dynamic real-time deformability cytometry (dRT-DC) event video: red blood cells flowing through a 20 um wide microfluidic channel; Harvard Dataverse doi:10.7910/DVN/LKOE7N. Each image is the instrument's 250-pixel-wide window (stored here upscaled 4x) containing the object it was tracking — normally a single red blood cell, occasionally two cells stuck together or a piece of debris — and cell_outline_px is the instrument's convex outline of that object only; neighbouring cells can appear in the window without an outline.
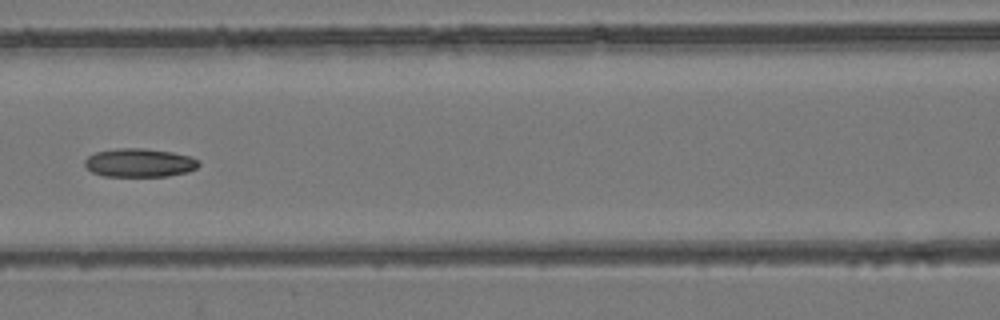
{"species": "common noctule bat (a hibernating species)", "species_latin": "Nyctalus noctula", "temperature_condition": "room temperature", "stored_images_in_passage": 8, "camera_frame_rate_fps": 3000, "um_per_image_px": 0.085, "animal": {"sex": "female", "body_mass_g": 24.6, "forearm_length_mm": 56.2}, "frame": {"image": 1, "passage_image": 7, "time_ms": 8.0, "image_size_px": [1000, 320], "cell_outline_px": [[200, 164], [196, 168], [188, 172], [168, 176], [104, 176], [92, 172], [84, 164], [84, 160], [88, 156], [96, 152], [116, 148], [144, 148], [172, 152], [188, 156], [200, 160]], "centroid_in_image_um": [11.86, 13.83], "position_along_channel_um": 154.7, "area_um2": 19.02}}
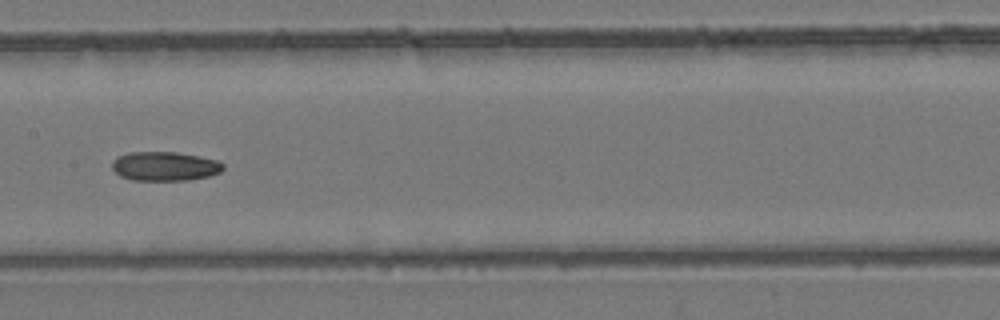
{"frame": {"image": 2, "passage_image": 8, "time_ms": 9.0, "image_size_px": [1000, 320], "cell_outline_px": [[224, 168], [220, 172], [208, 176], [188, 180], [132, 180], [120, 176], [112, 168], [112, 160], [116, 156], [128, 152], [176, 152], [216, 160], [224, 164]], "centroid_in_image_um": [13.96, 14.13], "position_along_channel_um": 193.4, "area_um2": 18.84}}